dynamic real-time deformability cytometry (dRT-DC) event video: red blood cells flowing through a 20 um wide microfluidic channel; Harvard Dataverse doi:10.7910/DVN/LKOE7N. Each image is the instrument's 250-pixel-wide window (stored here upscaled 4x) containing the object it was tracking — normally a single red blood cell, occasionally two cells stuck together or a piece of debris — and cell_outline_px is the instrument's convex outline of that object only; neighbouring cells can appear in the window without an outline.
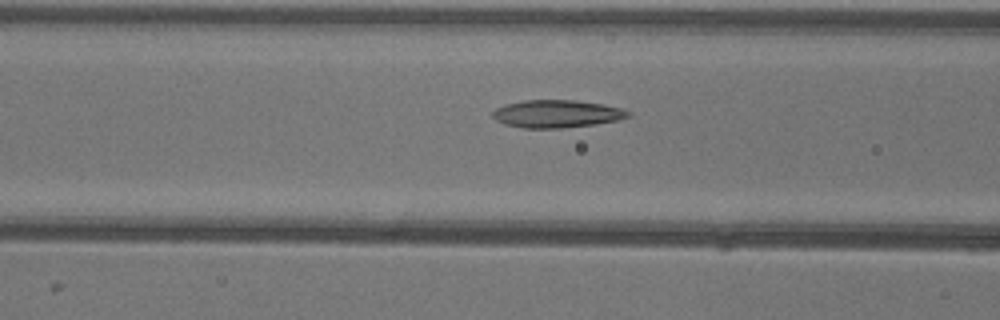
{"species": "common noctule bat (a hibernating species)", "species_latin": "Nyctalus noctula", "temperature_condition": "warm", "stored_images_in_passage": 29, "camera_frame_rate_fps": 3000, "um_per_image_px": 0.085, "animal": {"sex": "female"}, "frame": {"image": 1, "passage_image": 7, "time_ms": 2.0, "image_size_px": [1000, 320], "cell_outline_px": [[632, 116], [620, 120], [596, 124], [560, 128], [524, 128], [504, 124], [496, 120], [492, 116], [492, 112], [496, 108], [504, 104], [524, 100], [576, 100], [604, 104], [620, 108], [632, 112]], "centroid_in_image_um": [47.35, 9.67], "position_along_channel_um": 119.2, "area_um2": 22.08}}
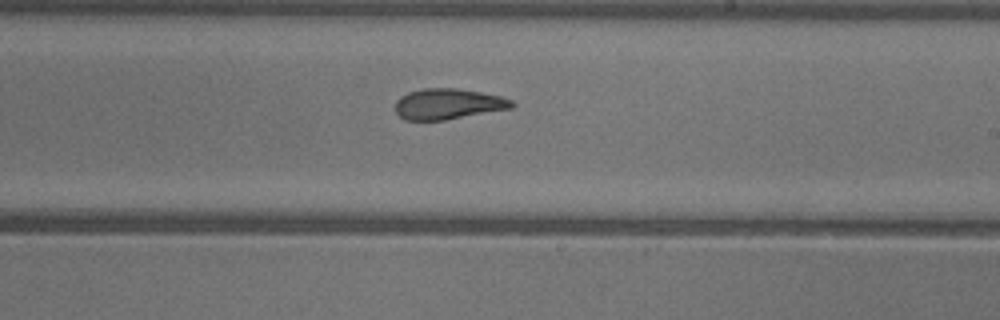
{"frame": {"image": 2, "passage_image": 17, "time_ms": 5.333, "image_size_px": [1000, 320], "cell_outline_px": [[516, 104], [512, 108], [444, 120], [404, 120], [396, 112], [396, 100], [400, 96], [408, 92], [424, 88], [456, 88], [480, 92], [500, 96], [512, 100]], "centroid_in_image_um": [38.08, 8.83], "position_along_channel_um": 250.9, "area_um2": 20.81}}
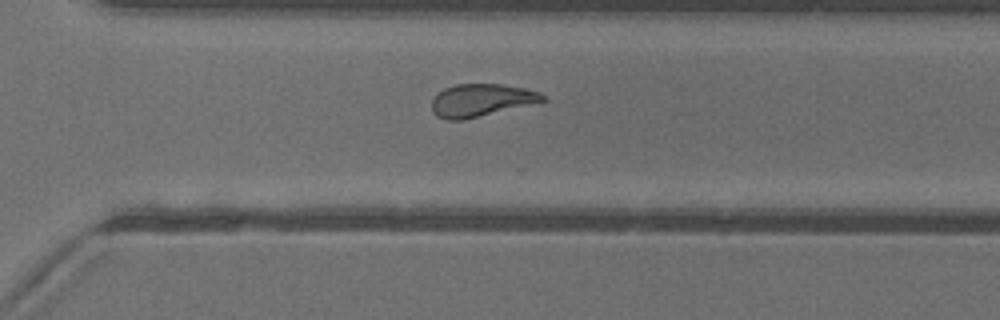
{"frame": {"image": 3, "passage_image": 23, "time_ms": 7.333, "image_size_px": [1000, 320], "cell_outline_px": [[544, 100], [464, 120], [448, 120], [436, 116], [432, 108], [432, 100], [436, 92], [444, 88], [456, 84], [504, 84], [524, 88], [540, 92], [544, 96]], "centroid_in_image_um": [40.82, 8.5], "position_along_channel_um": 329.8, "area_um2": 20.81}}